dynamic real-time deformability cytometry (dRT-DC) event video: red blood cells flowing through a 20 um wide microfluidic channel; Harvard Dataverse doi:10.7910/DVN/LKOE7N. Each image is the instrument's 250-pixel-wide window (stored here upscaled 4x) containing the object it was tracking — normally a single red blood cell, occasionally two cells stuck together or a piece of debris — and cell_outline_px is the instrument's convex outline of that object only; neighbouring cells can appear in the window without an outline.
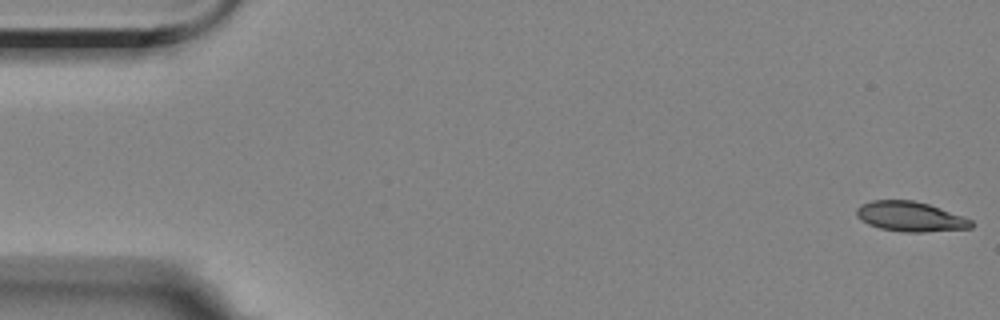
{"species": "Egyptian fruit bat (a non-hibernating species)", "species_latin": "Rousettus aegyptiacus", "temperature_condition": "room temperature", "stored_images_in_passage": 56, "camera_frame_rate_fps": 3000, "um_per_image_px": 0.085, "animal": {"sex": "female"}, "frame": {"image": 1, "passage_image": 1, "time_ms": 0.0, "image_size_px": [1000, 320], "cell_outline_px": [[976, 224], [972, 228], [924, 232], [900, 232], [880, 228], [868, 224], [860, 220], [856, 216], [856, 208], [860, 204], [872, 200], [912, 200], [928, 204], [964, 216], [972, 220]], "centroid_in_image_um": [77.38, 18.41], "position_along_channel_um": 7.6, "area_um2": 20.23}}
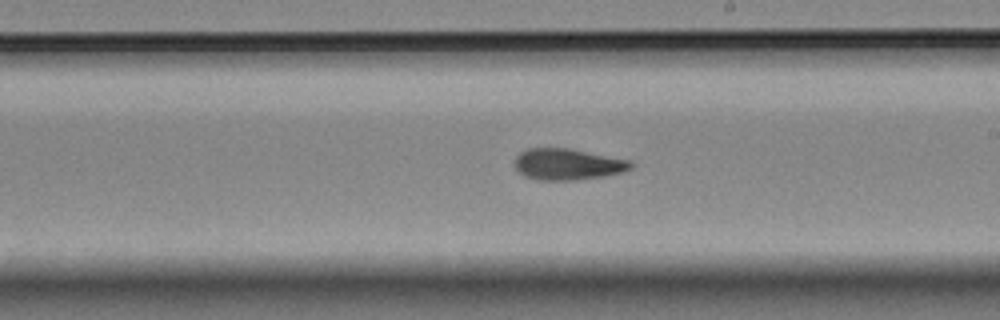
{"frame": {"image": 2, "passage_image": 32, "time_ms": 10.333, "image_size_px": [1000, 320], "cell_outline_px": [[632, 168], [620, 172], [604, 176], [576, 180], [536, 180], [524, 176], [512, 164], [516, 156], [520, 152], [528, 148], [568, 148], [628, 160], [632, 164]], "centroid_in_image_um": [48.17, 13.97], "position_along_channel_um": 240.8, "area_um2": 21.1}}
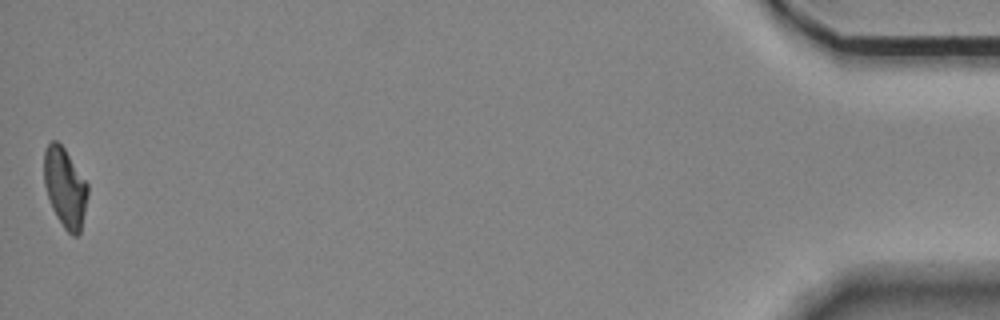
{"frame": {"image": 3, "passage_image": 56, "time_ms": 18.333, "image_size_px": [1000, 320], "cell_outline_px": [[88, 196], [80, 232], [76, 236], [72, 236], [64, 228], [56, 216], [52, 208], [44, 184], [44, 148], [52, 140], [56, 140], [64, 148], [88, 184]], "centroid_in_image_um": [5.52, 15.94], "position_along_channel_um": 429.7, "area_um2": 20.17}, "authors_computed_cell_mechanics": {"area_um2": 20.6635, "velocity_mm_per_s": 3.5341, "shape_relaxation_time_tau1_ms": null, "shape_relaxation_time_tau2_ms": 3.9055, "deformation_change_tau1": null, "deformation_change_tau2": 0.1126}}